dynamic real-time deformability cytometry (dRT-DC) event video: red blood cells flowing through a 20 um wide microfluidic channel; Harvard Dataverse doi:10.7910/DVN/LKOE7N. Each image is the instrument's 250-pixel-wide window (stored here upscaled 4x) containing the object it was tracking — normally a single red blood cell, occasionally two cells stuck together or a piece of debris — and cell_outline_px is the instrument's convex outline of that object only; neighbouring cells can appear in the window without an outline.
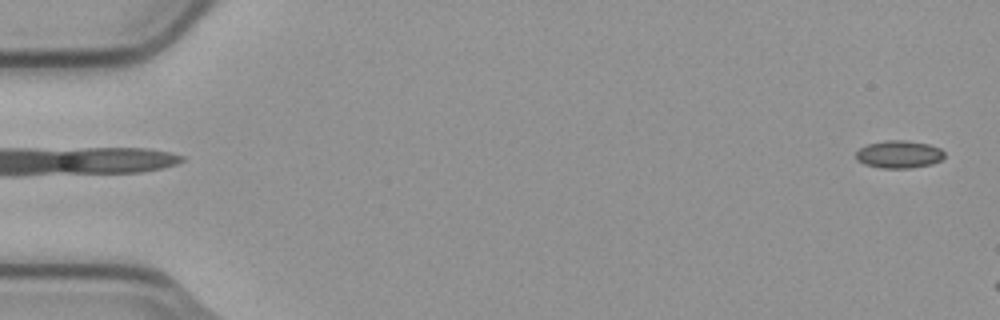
{"species": "common noctule bat (a hibernating species)", "species_latin": "Nyctalus noctula", "temperature_condition": "cold", "stored_images_in_passage": 5, "camera_frame_rate_fps": 3000, "um_per_image_px": 0.085, "animal": {"sex": "male", "body_mass_g": 23.1, "forearm_length_mm": 52.7}, "frame": {"image": 1, "passage_image": 5, "time_ms": 1.333, "image_size_px": [1000, 320], "cell_outline_px": [[944, 156], [940, 160], [932, 164], [908, 168], [880, 168], [864, 164], [856, 160], [856, 152], [860, 148], [868, 144], [884, 140], [904, 140], [928, 144], [940, 148], [944, 152]], "centroid_in_image_um": [76.39, 13.12], "position_along_channel_um": 8.6, "area_um2": 14.22}}